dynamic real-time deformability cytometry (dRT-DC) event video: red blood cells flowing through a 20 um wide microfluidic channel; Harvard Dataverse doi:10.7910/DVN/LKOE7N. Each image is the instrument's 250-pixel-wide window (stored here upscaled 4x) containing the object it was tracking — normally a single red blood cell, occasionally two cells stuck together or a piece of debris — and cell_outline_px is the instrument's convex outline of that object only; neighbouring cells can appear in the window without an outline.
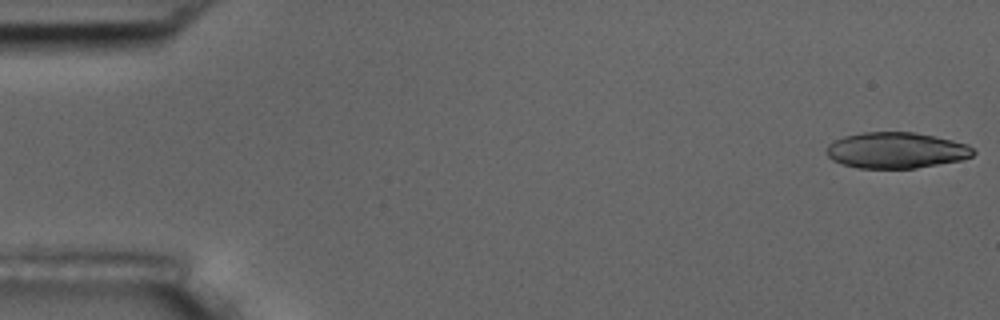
{"species": "common noctule bat (a hibernating species)", "species_latin": "Nyctalus noctula", "temperature_condition": "room temperature", "stored_images_in_passage": 5, "camera_frame_rate_fps": 3000, "um_per_image_px": 0.085, "animal": {"sex": "male", "body_mass_g": 17.5, "forearm_length_mm": 52.3}, "frame": {"image": 1, "passage_image": 1, "time_ms": 0.0, "image_size_px": [1000, 320], "cell_outline_px": [[976, 152], [972, 156], [960, 160], [916, 168], [860, 168], [840, 164], [832, 160], [828, 156], [828, 144], [844, 136], [860, 132], [916, 132], [952, 140], [968, 144]], "centroid_in_image_um": [76.18, 12.77], "position_along_channel_um": 8.8, "area_um2": 30.75}}